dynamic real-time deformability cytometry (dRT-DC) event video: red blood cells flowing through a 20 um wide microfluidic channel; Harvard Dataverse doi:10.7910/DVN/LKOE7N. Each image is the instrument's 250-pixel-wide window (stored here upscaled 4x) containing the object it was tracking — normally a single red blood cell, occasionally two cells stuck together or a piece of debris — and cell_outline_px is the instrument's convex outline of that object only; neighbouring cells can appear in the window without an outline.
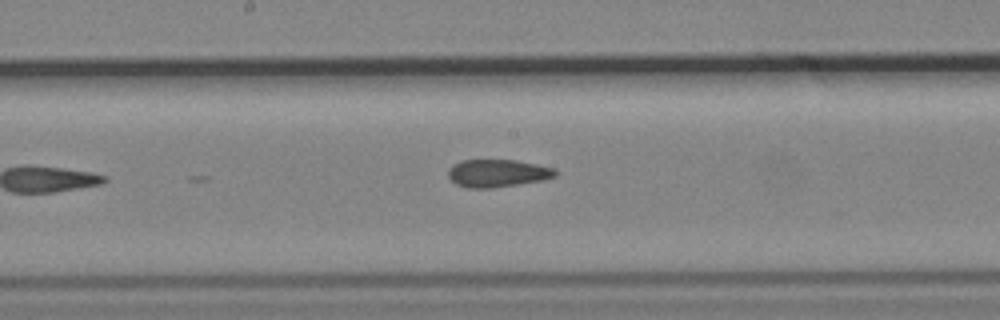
{"species": "common noctule bat (a hibernating species)", "species_latin": "Nyctalus noctula", "temperature_condition": "cold", "stored_images_in_passage": 5, "camera_frame_rate_fps": 3000, "um_per_image_px": 0.085, "animal": {"sex": "male", "body_mass_g": 19.2, "forearm_length_mm": 51.8}, "frame": {"image": 1, "passage_image": 5, "time_ms": 4.667, "image_size_px": [1000, 320], "cell_outline_px": [[556, 176], [544, 180], [492, 188], [468, 188], [456, 184], [448, 176], [448, 168], [452, 164], [460, 160], [516, 160], [536, 164], [552, 168], [556, 172]], "centroid_in_image_um": [42.24, 14.72], "position_along_channel_um": 206.0, "area_um2": 17.28}}